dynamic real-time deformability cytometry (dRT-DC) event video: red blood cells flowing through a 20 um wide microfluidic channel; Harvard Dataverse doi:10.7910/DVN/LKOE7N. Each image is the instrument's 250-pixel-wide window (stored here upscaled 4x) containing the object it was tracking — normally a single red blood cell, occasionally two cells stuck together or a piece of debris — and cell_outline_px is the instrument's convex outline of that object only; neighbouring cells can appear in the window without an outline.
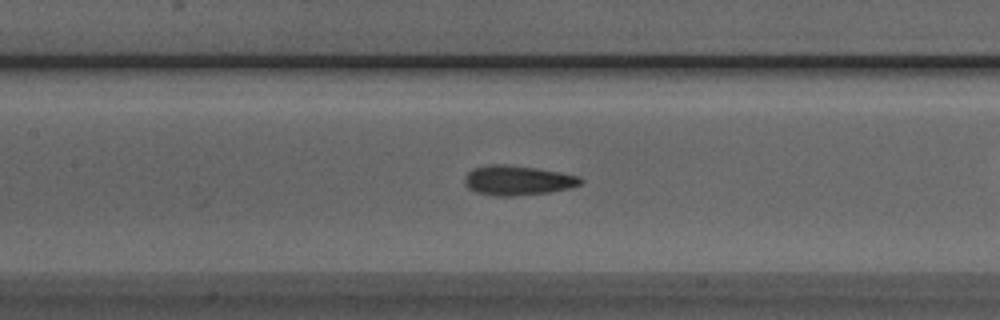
{"species": "Egyptian fruit bat (a non-hibernating species)", "species_latin": "Rousettus aegyptiacus", "temperature_condition": "room temperature", "stored_images_in_passage": 44, "camera_frame_rate_fps": 3000, "um_per_image_px": 0.085, "animal": {"sex": "male"}, "frame": {"image": 1, "passage_image": 14, "time_ms": 4.333, "image_size_px": [1000, 320], "cell_outline_px": [[584, 180], [580, 184], [568, 188], [548, 192], [516, 196], [496, 196], [476, 192], [468, 188], [464, 184], [464, 176], [472, 168], [488, 164], [504, 164], [536, 168], [580, 176]], "centroid_in_image_um": [43.95, 15.33], "position_along_channel_um": 163.5, "area_um2": 20.11}}
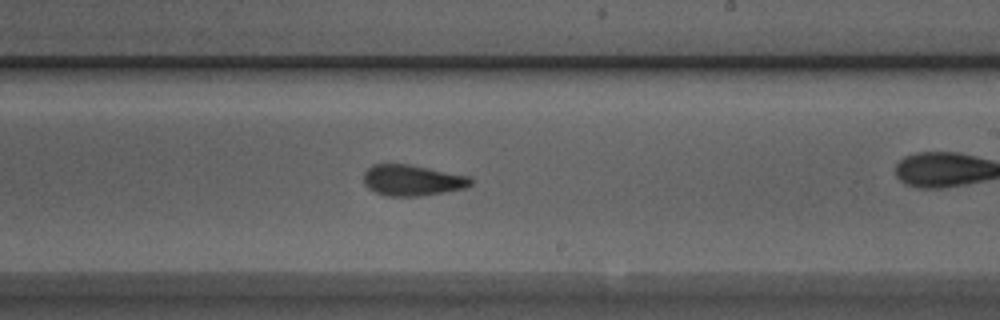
{"frame": {"image": 2, "passage_image": 21, "time_ms": 6.667, "image_size_px": [1000, 320], "cell_outline_px": [[472, 184], [464, 188], [444, 192], [420, 196], [388, 196], [376, 192], [368, 188], [364, 184], [364, 172], [372, 164], [408, 164], [472, 176]], "centroid_in_image_um": [35.05, 15.32], "position_along_channel_um": 253.9, "area_um2": 19.36}}
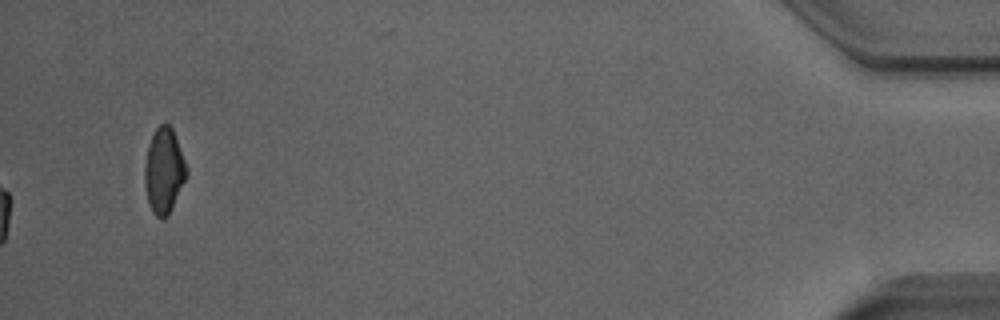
{"frame": {"image": 3, "passage_image": 44, "time_ms": 14.333, "image_size_px": [1000, 320], "cell_outline_px": [[188, 172], [172, 208], [168, 216], [164, 220], [160, 220], [152, 212], [148, 204], [144, 184], [144, 164], [148, 144], [156, 128], [160, 124], [168, 124], [172, 128], [188, 168]], "centroid_in_image_um": [13.91, 14.55], "position_along_channel_um": 421.3, "area_um2": 20.98}, "authors_computed_cell_mechanics": {"area_um2": 19.4497, "velocity_mm_per_s": 3.9062, "shape_relaxation_time_tau1_ms": null, "shape_relaxation_time_tau2_ms": 2.1016, "deformation_change_tau1": null, "deformation_change_tau2": 0.0942}}